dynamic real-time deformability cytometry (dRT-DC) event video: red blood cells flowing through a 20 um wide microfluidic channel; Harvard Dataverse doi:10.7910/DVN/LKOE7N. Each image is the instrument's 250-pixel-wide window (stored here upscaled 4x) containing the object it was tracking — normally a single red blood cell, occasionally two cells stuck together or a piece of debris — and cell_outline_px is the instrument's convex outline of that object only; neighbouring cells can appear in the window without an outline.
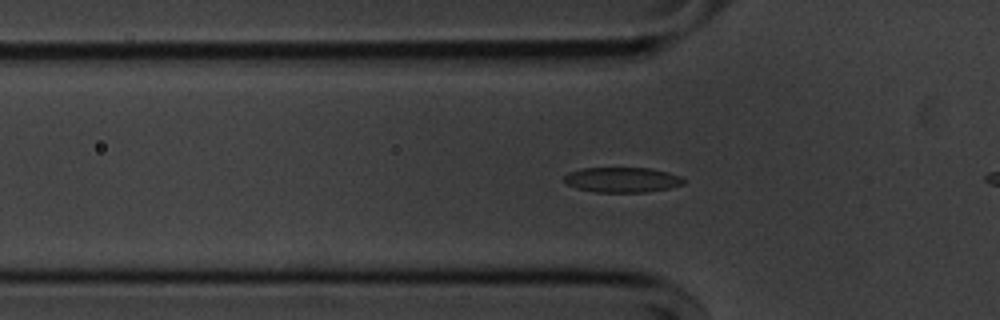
{"species": "common noctule bat (a hibernating species)", "species_latin": "Nyctalus noctula", "temperature_condition": "cold", "stored_images_in_passage": 53, "camera_frame_rate_fps": 3000, "um_per_image_px": 0.085, "animal": {"sex": "male", "body_mass_g": 20.1, "forearm_length_mm": 53.5}, "frame": {"image": 1, "passage_image": 15, "time_ms": 4.667, "image_size_px": [1000, 320], "cell_outline_px": [[684, 184], [668, 188], [644, 192], [592, 192], [576, 188], [568, 184], [564, 180], [564, 176], [568, 172], [584, 168], [652, 168], [668, 172], [680, 176], [684, 180]], "centroid_in_image_um": [52.87, 15.28], "position_along_channel_um": 72.9, "area_um2": 17.46}}
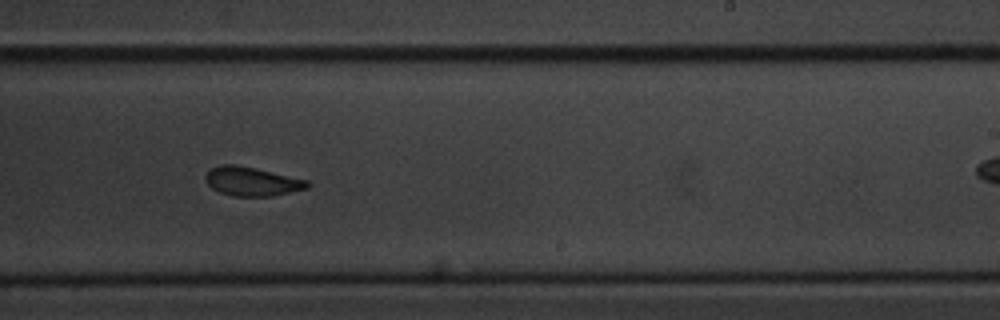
{"frame": {"image": 2, "passage_image": 31, "time_ms": 10.0, "image_size_px": [1000, 320], "cell_outline_px": [[312, 184], [308, 188], [272, 196], [232, 196], [220, 192], [212, 188], [204, 180], [204, 176], [212, 168], [220, 164], [232, 164], [256, 168], [308, 180]], "centroid_in_image_um": [21.42, 15.42], "position_along_channel_um": 267.6, "area_um2": 17.22}}
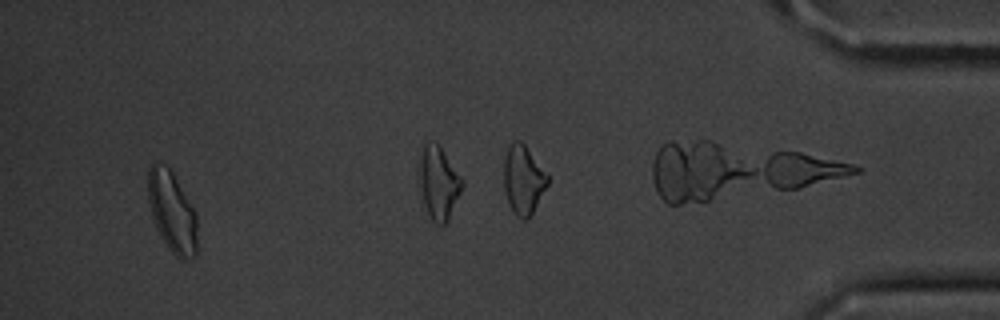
{"frame": {"image": 3, "passage_image": 50, "time_ms": 16.333, "image_size_px": [1000, 320], "cell_outline_px": [[196, 256], [184, 260], [180, 260], [168, 248], [160, 236], [156, 228], [152, 216], [148, 200], [148, 168], [152, 164], [156, 164], [168, 168], [172, 172], [196, 212]], "centroid_in_image_um": [14.62, 18.05], "position_along_channel_um": 420.6, "area_um2": 22.89}, "authors_computed_cell_mechanics": {"area_um2": 17.7446, "velocity_mm_per_s": 3.6366, "shape_relaxation_time_tau1_ms": 3.0567, "shape_relaxation_time_tau2_ms": 3.531, "deformation_change_tau1": 0.1114, "deformation_change_tau2": 0.0899}}